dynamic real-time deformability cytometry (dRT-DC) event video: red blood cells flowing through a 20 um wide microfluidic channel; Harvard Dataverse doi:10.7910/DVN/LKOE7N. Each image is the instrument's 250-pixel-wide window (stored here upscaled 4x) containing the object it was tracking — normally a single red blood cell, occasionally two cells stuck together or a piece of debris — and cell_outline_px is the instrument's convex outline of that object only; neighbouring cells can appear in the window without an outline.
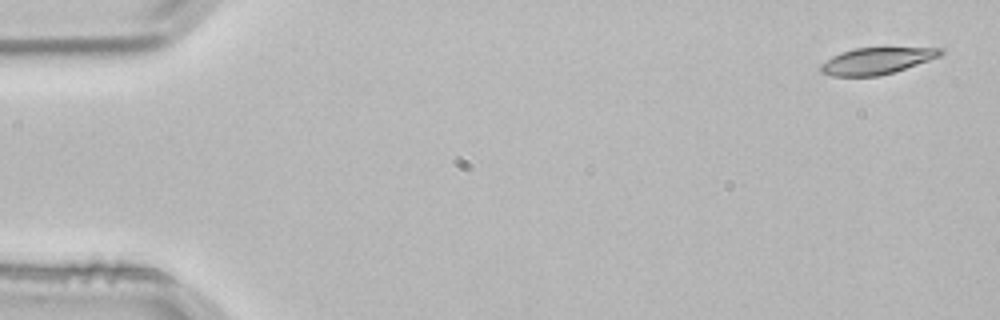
{"species": "common noctule bat (a hibernating species)", "species_latin": "Nyctalus noctula", "temperature_condition": "room temperature", "stored_images_in_passage": 3, "camera_frame_rate_fps": 3000, "um_per_image_px": 0.085, "animal": {"sex": "male", "body_mass_g": 21.5, "forearm_length_mm": 52.0}, "frame": {"image": 1, "passage_image": 1, "time_ms": 0.0, "image_size_px": [1000, 320], "cell_outline_px": [[944, 52], [940, 56], [880, 76], [832, 76], [820, 72], [820, 64], [832, 56], [840, 52], [856, 48], [944, 48]], "centroid_in_image_um": [74.46, 5.17], "position_along_channel_um": 10.5, "area_um2": 18.32}}